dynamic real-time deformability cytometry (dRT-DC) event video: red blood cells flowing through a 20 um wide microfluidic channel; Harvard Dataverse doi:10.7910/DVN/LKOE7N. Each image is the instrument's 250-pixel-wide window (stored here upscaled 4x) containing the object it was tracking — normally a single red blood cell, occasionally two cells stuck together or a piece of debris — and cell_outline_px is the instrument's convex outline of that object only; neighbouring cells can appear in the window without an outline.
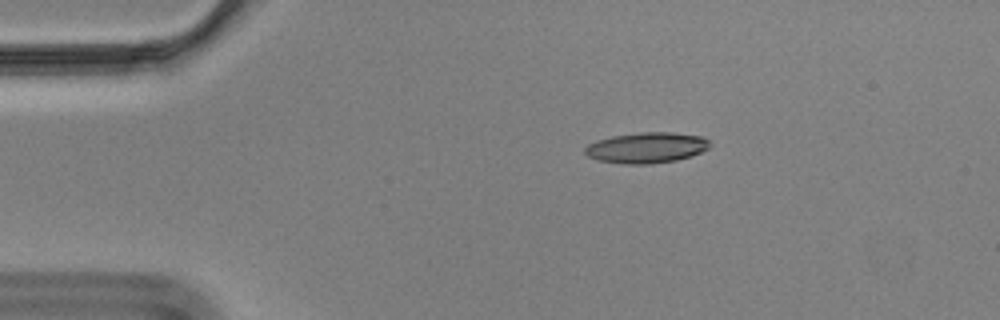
{"species": "Egyptian fruit bat (a non-hibernating species)", "species_latin": "Rousettus aegyptiacus", "temperature_condition": "cold", "stored_images_in_passage": 54, "camera_frame_rate_fps": 3000, "um_per_image_px": 0.085, "animal": {"sex": "male"}, "frame": {"image": 1, "passage_image": 8, "time_ms": 2.333, "image_size_px": [1000, 320], "cell_outline_px": [[708, 148], [700, 152], [676, 160], [652, 164], [624, 164], [596, 160], [588, 156], [584, 152], [584, 148], [588, 144], [596, 140], [612, 136], [640, 132], [672, 132], [700, 136], [708, 140]], "centroid_in_image_um": [54.89, 12.55], "position_along_channel_um": 30.1, "area_um2": 22.25}}
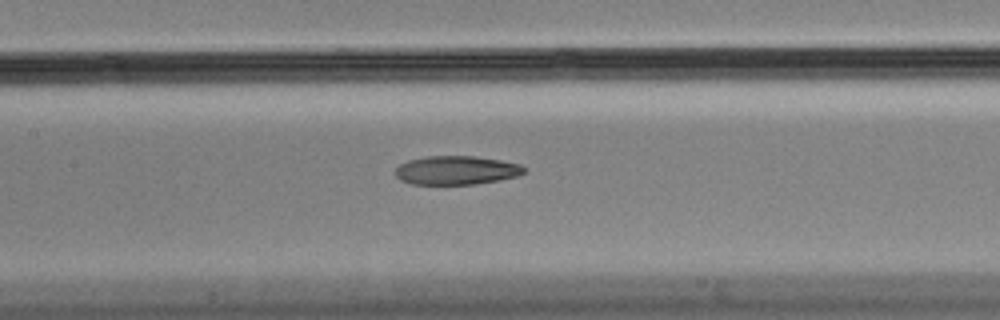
{"frame": {"image": 2, "passage_image": 24, "time_ms": 7.667, "image_size_px": [1000, 320], "cell_outline_px": [[528, 168], [524, 172], [516, 176], [500, 180], [476, 184], [412, 184], [400, 180], [396, 176], [396, 168], [400, 164], [408, 160], [428, 156], [476, 156], [500, 160], [520, 164]], "centroid_in_image_um": [38.81, 14.47], "position_along_channel_um": 168.6, "area_um2": 21.62}}
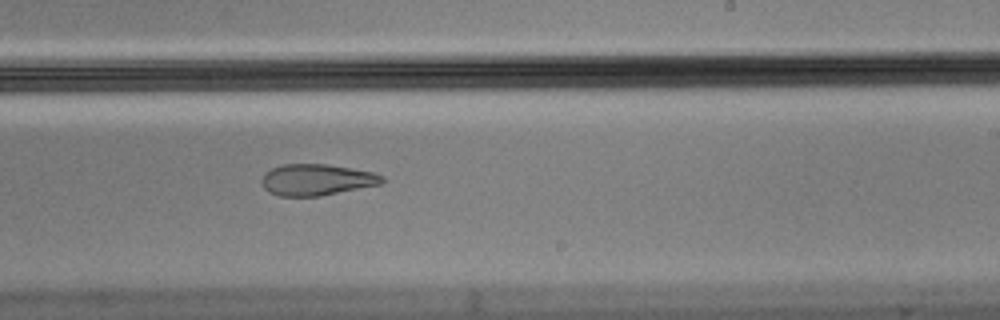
{"frame": {"image": 3, "passage_image": 32, "time_ms": 10.333, "image_size_px": [1000, 320], "cell_outline_px": [[384, 184], [320, 196], [280, 196], [268, 192], [264, 188], [260, 180], [264, 172], [272, 168], [284, 164], [324, 164], [372, 172], [384, 176]], "centroid_in_image_um": [26.9, 15.29], "position_along_channel_um": 262.1, "area_um2": 22.08}, "authors_computed_cell_mechanics": {"area_um2": 22.7154, "velocity_mm_per_s": 3.519, "shape_relaxation_time_tau1_ms": null, "shape_relaxation_time_tau2_ms": 4.1296, "deformation_change_tau1": null, "deformation_change_tau2": 0.1345}}